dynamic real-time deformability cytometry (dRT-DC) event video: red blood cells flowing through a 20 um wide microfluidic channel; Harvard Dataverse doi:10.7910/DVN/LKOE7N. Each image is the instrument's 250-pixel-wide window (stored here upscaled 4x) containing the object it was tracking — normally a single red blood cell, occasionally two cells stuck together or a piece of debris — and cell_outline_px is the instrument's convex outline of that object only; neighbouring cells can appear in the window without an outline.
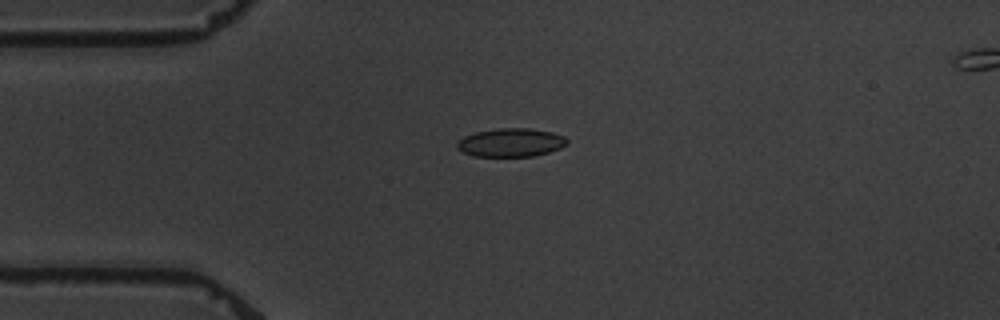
{"species": "common noctule bat (a hibernating species)", "species_latin": "Nyctalus noctula", "temperature_condition": "warm", "stored_images_in_passage": 4, "camera_frame_rate_fps": 3000, "um_per_image_px": 0.085, "animal": {"sex": "male", "body_mass_g": 19.5, "forearm_length_mm": 54.6}, "frame": {"image": 1, "passage_image": 4, "time_ms": 4.333, "image_size_px": [1000, 320], "cell_outline_px": [[568, 144], [560, 148], [548, 152], [532, 156], [472, 156], [456, 148], [456, 144], [464, 136], [476, 132], [500, 128], [528, 128], [552, 132], [564, 136], [568, 140]], "centroid_in_image_um": [43.43, 12.11], "position_along_channel_um": 41.6, "area_um2": 18.15}}